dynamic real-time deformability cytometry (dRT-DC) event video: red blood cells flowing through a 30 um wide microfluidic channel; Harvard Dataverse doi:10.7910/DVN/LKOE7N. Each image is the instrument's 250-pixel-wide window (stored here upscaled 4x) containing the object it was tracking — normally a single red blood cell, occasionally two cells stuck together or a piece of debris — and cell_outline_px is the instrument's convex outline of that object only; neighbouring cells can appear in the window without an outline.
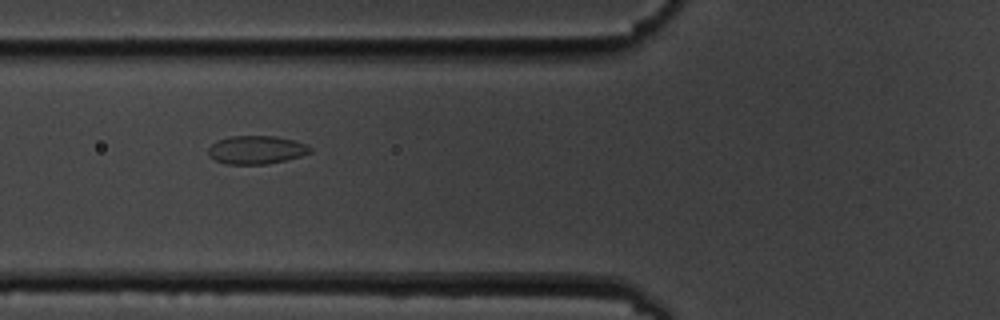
{"species": "common noctule bat (a hibernating species)", "species_latin": "Nyctalus noctula", "temperature_condition": "cold", "stored_images_in_passage": 4, "camera_frame_rate_fps": 3000, "um_per_image_px": 0.085, "animal": {"sex": "male", "body_mass_g": 19.5, "forearm_length_mm": 54.6}, "frame": {"image": 1, "passage_image": 3, "time_ms": 3.333, "image_size_px": [1000, 320], "cell_outline_px": [[312, 152], [300, 156], [268, 164], [224, 164], [208, 156], [208, 148], [216, 140], [228, 136], [276, 136], [308, 144], [312, 148]], "centroid_in_image_um": [21.77, 12.73], "position_along_channel_um": 104.0, "area_um2": 16.94}}
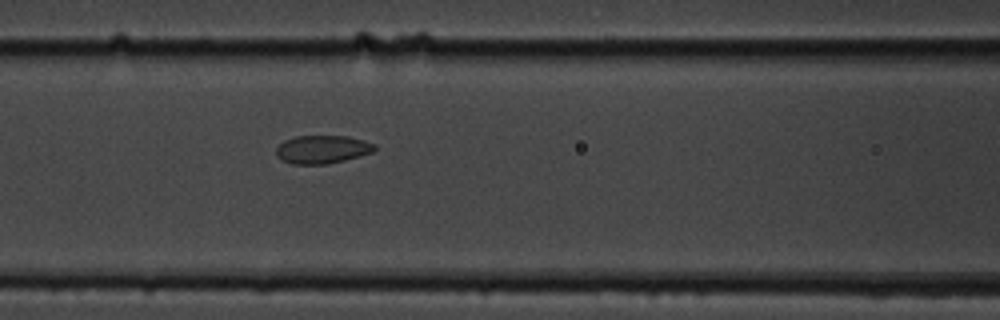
{"frame": {"image": 2, "passage_image": 4, "time_ms": 4.333, "image_size_px": [1000, 320], "cell_outline_px": [[376, 148], [372, 152], [360, 156], [328, 164], [292, 164], [276, 156], [276, 148], [284, 140], [296, 136], [348, 136], [364, 140], [376, 144]], "centroid_in_image_um": [27.41, 12.69], "position_along_channel_um": 139.2, "area_um2": 16.18}}